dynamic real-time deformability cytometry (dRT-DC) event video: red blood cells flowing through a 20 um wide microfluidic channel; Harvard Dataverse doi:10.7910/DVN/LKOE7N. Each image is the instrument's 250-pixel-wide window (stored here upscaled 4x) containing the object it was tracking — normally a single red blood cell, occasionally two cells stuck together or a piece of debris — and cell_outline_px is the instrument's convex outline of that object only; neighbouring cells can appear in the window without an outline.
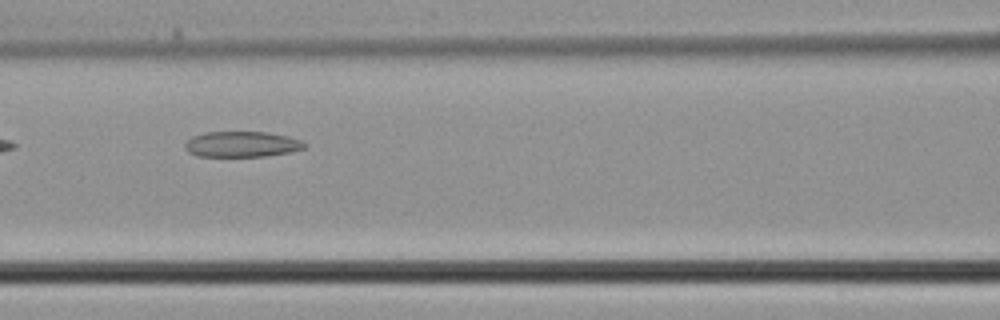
{"species": "common noctule bat (a hibernating species)", "species_latin": "Nyctalus noctula", "temperature_condition": "cold", "stored_images_in_passage": 4, "camera_frame_rate_fps": 3000, "um_per_image_px": 0.085, "animal": {"sex": "male", "body_mass_g": 21.5, "forearm_length_mm": 52.0}, "frame": {"image": 1, "passage_image": 4, "time_ms": 1.0, "image_size_px": [1000, 320], "cell_outline_px": [[308, 144], [304, 148], [288, 152], [264, 156], [196, 156], [188, 152], [184, 148], [184, 144], [192, 136], [204, 132], [268, 132], [288, 136], [300, 140]], "centroid_in_image_um": [20.52, 12.25], "position_along_channel_um": 146.1, "area_um2": 17.86}}